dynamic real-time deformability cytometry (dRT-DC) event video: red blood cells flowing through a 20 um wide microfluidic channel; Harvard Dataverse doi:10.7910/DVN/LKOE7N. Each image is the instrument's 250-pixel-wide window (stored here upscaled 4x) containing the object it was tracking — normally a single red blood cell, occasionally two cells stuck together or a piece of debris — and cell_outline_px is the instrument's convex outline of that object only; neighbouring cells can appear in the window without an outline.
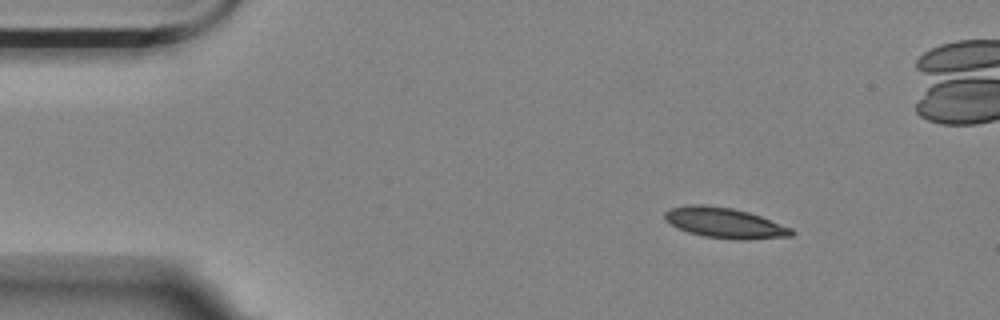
{"species": "Egyptian fruit bat (a non-hibernating species)", "species_latin": "Rousettus aegyptiacus", "temperature_condition": "room temperature", "stored_images_in_passage": 5, "camera_frame_rate_fps": 3000, "um_per_image_px": 0.085, "animal": {"sex": "female"}, "frame": {"image": 1, "passage_image": 2, "time_ms": 1.333, "image_size_px": [1000, 320], "cell_outline_px": [[796, 232], [792, 236], [748, 240], [736, 240], [704, 236], [688, 232], [664, 220], [664, 212], [672, 208], [684, 204], [704, 204], [732, 208], [748, 212], [760, 216], [792, 228]], "centroid_in_image_um": [61.61, 18.94], "position_along_channel_um": 23.4, "area_um2": 22.54}}